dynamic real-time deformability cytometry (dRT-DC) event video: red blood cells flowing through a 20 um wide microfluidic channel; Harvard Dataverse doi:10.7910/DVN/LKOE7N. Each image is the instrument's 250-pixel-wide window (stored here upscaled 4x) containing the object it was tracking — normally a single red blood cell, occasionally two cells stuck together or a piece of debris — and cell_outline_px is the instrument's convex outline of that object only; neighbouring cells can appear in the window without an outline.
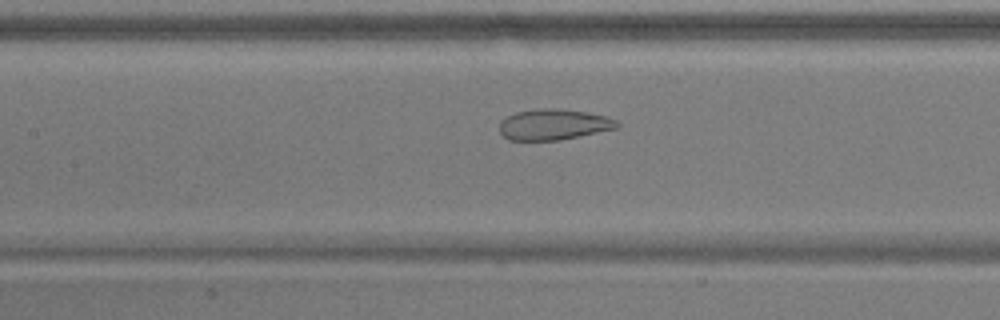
{"species": "common noctule bat (a hibernating species)", "species_latin": "Nyctalus noctula", "temperature_condition": "warm", "stored_images_in_passage": 19, "camera_frame_rate_fps": 3000, "um_per_image_px": 0.085, "animal": {"sex": "male", "body_mass_g": 17.9}, "frame": {"image": 1, "passage_image": 14, "time_ms": 4.333, "image_size_px": [1000, 320], "cell_outline_px": [[620, 128], [560, 140], [508, 140], [500, 132], [500, 120], [516, 112], [536, 108], [560, 108], [588, 112], [604, 116], [616, 120], [620, 124]], "centroid_in_image_um": [47.08, 10.57], "position_along_channel_um": 160.3, "area_um2": 21.33}}